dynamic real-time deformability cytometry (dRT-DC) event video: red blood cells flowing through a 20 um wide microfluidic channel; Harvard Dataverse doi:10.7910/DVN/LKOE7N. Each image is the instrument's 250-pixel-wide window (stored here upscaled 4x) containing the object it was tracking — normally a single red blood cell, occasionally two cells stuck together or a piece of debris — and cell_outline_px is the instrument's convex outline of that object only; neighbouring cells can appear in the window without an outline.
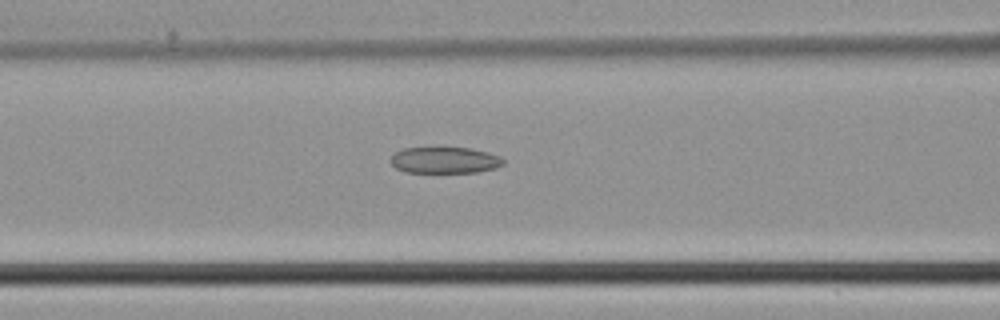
{"species": "common noctule bat (a hibernating species)", "species_latin": "Nyctalus noctula", "temperature_condition": "cold", "stored_images_in_passage": 45, "camera_frame_rate_fps": 3000, "um_per_image_px": 0.085, "animal": {"sex": "male", "body_mass_g": 21.5, "forearm_length_mm": 52.0}, "frame": {"image": 1, "passage_image": 19, "time_ms": 6.0, "image_size_px": [1000, 320], "cell_outline_px": [[504, 164], [496, 168], [476, 172], [404, 172], [396, 168], [388, 160], [396, 152], [404, 148], [468, 148], [488, 152], [500, 156], [504, 160]], "centroid_in_image_um": [37.8, 13.62], "position_along_channel_um": 128.8, "area_um2": 17.22}}
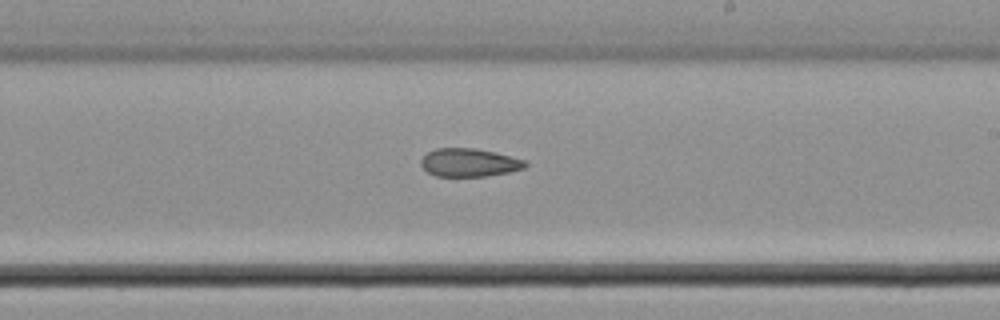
{"frame": {"image": 2, "passage_image": 27, "time_ms": 8.667, "image_size_px": [1000, 320], "cell_outline_px": [[528, 164], [524, 168], [508, 172], [488, 176], [436, 176], [428, 172], [420, 164], [420, 160], [428, 152], [436, 148], [476, 148], [496, 152], [524, 160]], "centroid_in_image_um": [39.88, 13.81], "position_along_channel_um": 249.1, "area_um2": 17.11}}
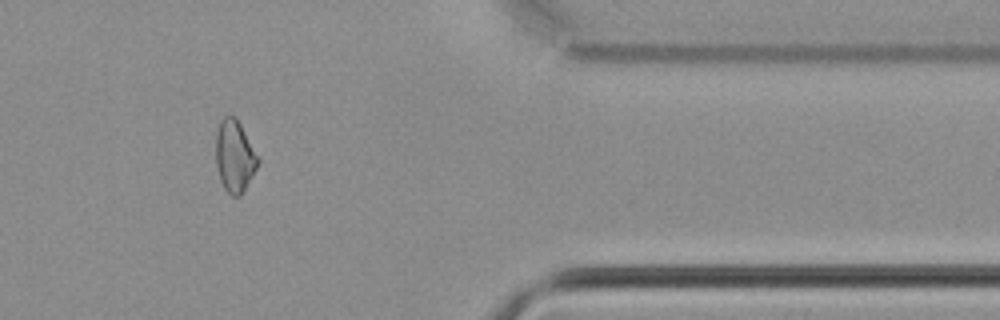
{"frame": {"image": 3, "passage_image": 38, "time_ms": 12.333, "image_size_px": [1000, 320], "cell_outline_px": [[260, 160], [256, 168], [240, 196], [232, 196], [224, 188], [220, 180], [216, 164], [216, 132], [220, 120], [224, 116], [236, 116], [260, 156]], "centroid_in_image_um": [19.95, 13.23], "position_along_channel_um": 391.4, "area_um2": 17.8}}